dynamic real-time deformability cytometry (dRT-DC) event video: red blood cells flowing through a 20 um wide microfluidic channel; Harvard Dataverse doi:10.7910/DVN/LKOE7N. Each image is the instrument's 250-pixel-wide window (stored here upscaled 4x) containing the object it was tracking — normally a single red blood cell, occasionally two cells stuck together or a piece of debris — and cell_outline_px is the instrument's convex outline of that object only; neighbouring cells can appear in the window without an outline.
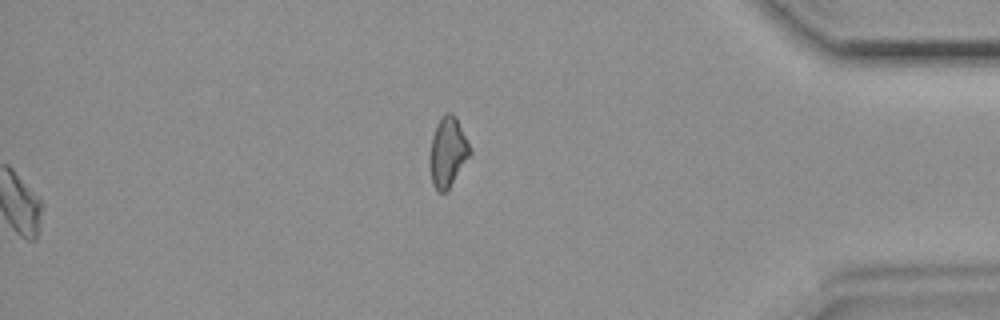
{"species": "common noctule bat (a hibernating species)", "species_latin": "Nyctalus noctula", "temperature_condition": "room temperature", "stored_images_in_passage": 48, "segment_of_instrument_passage": [2, 2], "camera_frame_rate_fps": 3000, "um_per_image_px": 0.085, "animal": {"sex": "female", "body_mass_g": 19.9}, "frame": {"image": 1, "passage_image": 48, "time_ms": 15.667, "image_size_px": [1000, 320], "cell_outline_px": [[472, 152], [448, 188], [444, 192], [436, 192], [432, 184], [428, 164], [428, 160], [432, 136], [436, 124], [444, 112], [452, 112], [456, 116]], "centroid_in_image_um": [38.01, 12.9], "position_along_channel_um": 397.2, "area_um2": 16.42}}